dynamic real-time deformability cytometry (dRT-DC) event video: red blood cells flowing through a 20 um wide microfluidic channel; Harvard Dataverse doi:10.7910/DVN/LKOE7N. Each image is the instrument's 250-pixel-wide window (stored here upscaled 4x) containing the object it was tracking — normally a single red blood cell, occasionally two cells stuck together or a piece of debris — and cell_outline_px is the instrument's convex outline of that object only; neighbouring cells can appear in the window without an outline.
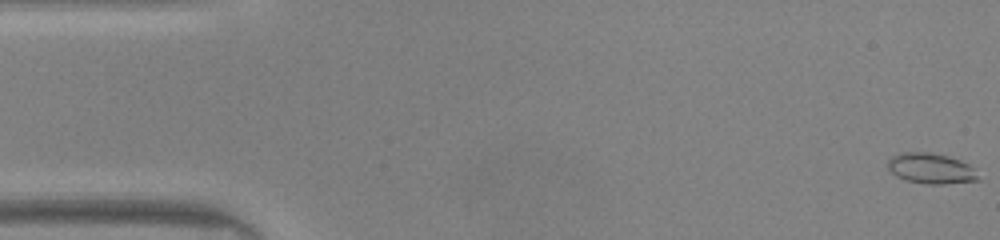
{"species": "common noctule bat (a hibernating species)", "species_latin": "Nyctalus noctula", "temperature_condition": "warm", "stored_images_in_passage": 49, "camera_frame_rate_fps": 3000, "um_per_image_px": 0.085, "animal": {"sex": "male", "body_mass_g": 20.0, "forearm_length_mm": 53.3}, "frame": {"image": 1, "passage_image": 1, "time_ms": 0.0, "image_size_px": [1000, 240], "cell_outline_px": [[980, 180], [944, 184], [928, 184], [908, 180], [896, 176], [888, 168], [888, 160], [892, 156], [900, 152], [932, 152], [948, 156], [960, 160], [968, 164], [972, 168]], "centroid_in_image_um": [79.11, 14.3], "position_along_channel_um": 5.9, "area_um2": 15.95}}
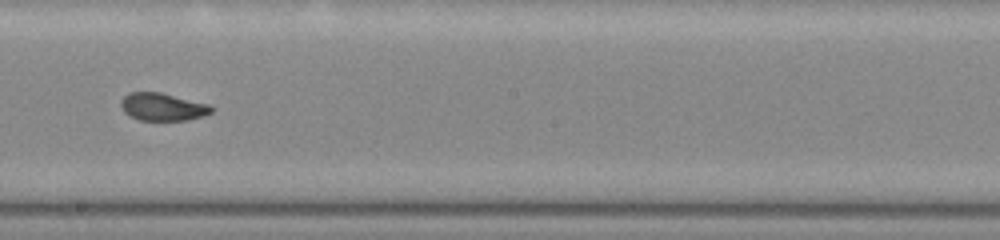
{"frame": {"image": 2, "passage_image": 27, "time_ms": 8.667, "image_size_px": [1000, 240], "cell_outline_px": [[216, 108], [212, 112], [204, 116], [188, 120], [140, 120], [128, 116], [124, 112], [120, 104], [120, 100], [128, 92], [160, 92], [208, 104]], "centroid_in_image_um": [13.82, 9.08], "position_along_channel_um": 234.4, "area_um2": 14.74}}
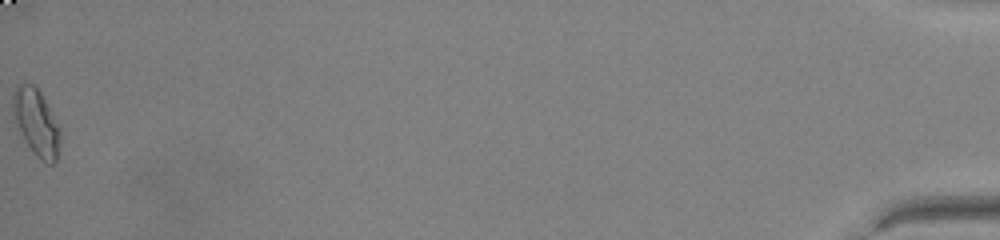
{"frame": {"image": 3, "passage_image": 49, "time_ms": 16.0, "image_size_px": [1000, 240], "cell_outline_px": [[60, 140], [56, 160], [52, 164], [48, 164], [40, 160], [32, 152], [24, 140], [12, 120], [12, 92], [20, 84], [32, 84], [40, 92], [60, 128]], "centroid_in_image_um": [3.04, 10.43], "position_along_channel_um": 432.2, "area_um2": 18.5}, "authors_computed_cell_mechanics": {"area_um2": 15.4326, "velocity_mm_per_s": 4.1693, "shape_relaxation_time_tau1_ms": null, "shape_relaxation_time_tau2_ms": 0.9246, "deformation_change_tau1": null, "deformation_change_tau2": 0.0559}}